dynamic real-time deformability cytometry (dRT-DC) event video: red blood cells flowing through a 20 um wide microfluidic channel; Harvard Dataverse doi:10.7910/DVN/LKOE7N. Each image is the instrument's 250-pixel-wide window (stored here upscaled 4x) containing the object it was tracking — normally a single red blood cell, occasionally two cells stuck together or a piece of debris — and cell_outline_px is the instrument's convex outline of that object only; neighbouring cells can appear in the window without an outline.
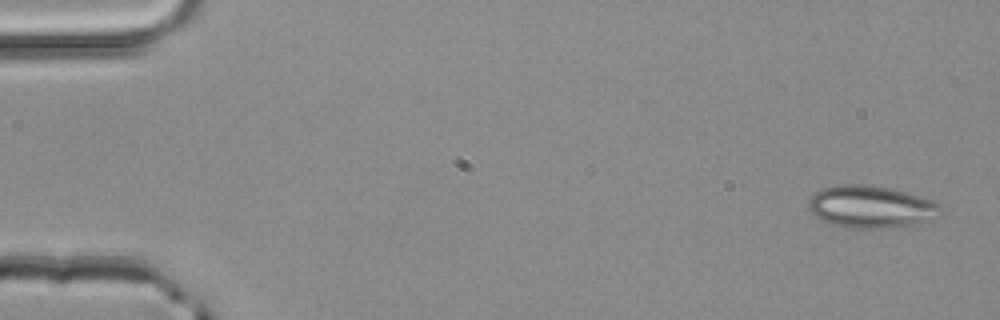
{"species": "common noctule bat (a hibernating species)", "species_latin": "Nyctalus noctula", "temperature_condition": "room temperature", "stored_images_in_passage": 3, "camera_frame_rate_fps": 3000, "um_per_image_px": 0.085, "animal": {"sex": "male", "body_mass_g": 20.4}, "frame": {"image": 1, "passage_image": 1, "time_ms": 0.0, "image_size_px": [1000, 320], "cell_outline_px": [[940, 212], [932, 220], [920, 224], [892, 228], [856, 228], [832, 224], [820, 220], [808, 208], [808, 200], [820, 188], [840, 184], [868, 184], [888, 188], [920, 196], [932, 200], [940, 204]], "centroid_in_image_um": [74.03, 17.58], "position_along_channel_um": 11.0, "area_um2": 32.71}}